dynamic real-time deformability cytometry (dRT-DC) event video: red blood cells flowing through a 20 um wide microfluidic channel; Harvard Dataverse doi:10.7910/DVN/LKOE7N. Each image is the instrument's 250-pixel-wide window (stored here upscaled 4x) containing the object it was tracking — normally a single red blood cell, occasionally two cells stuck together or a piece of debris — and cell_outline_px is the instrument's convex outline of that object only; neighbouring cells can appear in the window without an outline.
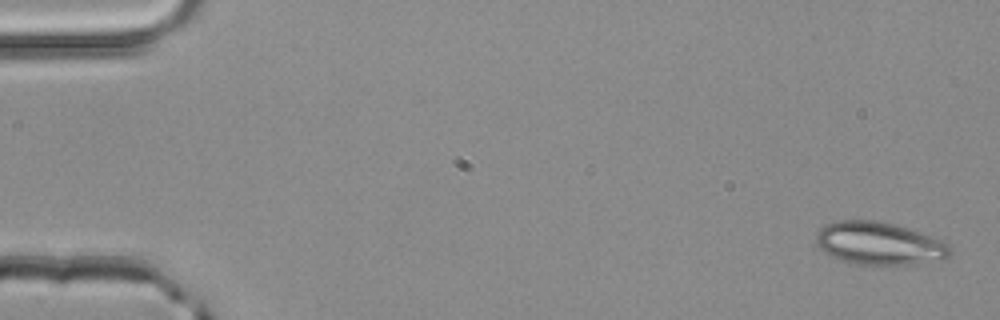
{"species": "common noctule bat (a hibernating species)", "species_latin": "Nyctalus noctula", "temperature_condition": "room temperature", "stored_images_in_passage": 3, "camera_frame_rate_fps": 3000, "um_per_image_px": 0.085, "animal": {"sex": "male", "body_mass_g": 20.4}, "frame": {"image": 1, "passage_image": 1, "time_ms": 0.0, "image_size_px": [1000, 320], "cell_outline_px": [[952, 252], [948, 256], [908, 264], [856, 264], [840, 260], [824, 252], [816, 244], [816, 232], [824, 224], [836, 220], [876, 220], [908, 228], [936, 236], [944, 240], [952, 248]], "centroid_in_image_um": [74.69, 20.66], "position_along_channel_um": 10.3, "area_um2": 33.29}}